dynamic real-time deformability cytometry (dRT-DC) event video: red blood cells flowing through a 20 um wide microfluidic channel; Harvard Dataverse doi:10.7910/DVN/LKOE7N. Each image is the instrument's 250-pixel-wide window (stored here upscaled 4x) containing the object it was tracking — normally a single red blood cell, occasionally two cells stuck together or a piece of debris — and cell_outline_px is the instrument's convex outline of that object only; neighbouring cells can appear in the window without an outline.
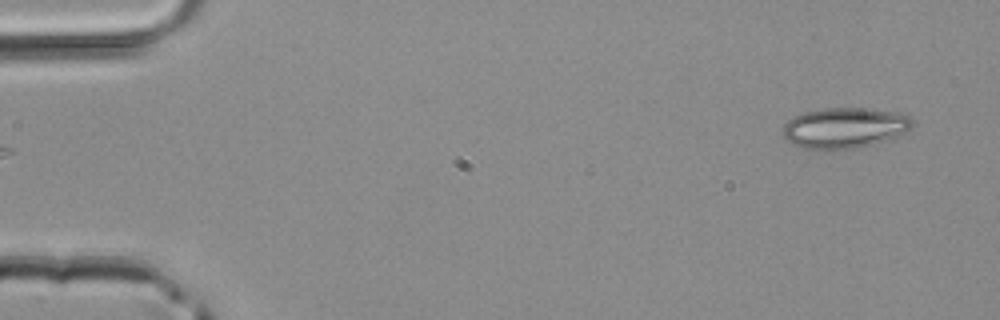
{"species": "common noctule bat (a hibernating species)", "species_latin": "Nyctalus noctula", "temperature_condition": "room temperature", "stored_images_in_passage": 2, "camera_frame_rate_fps": 3000, "um_per_image_px": 0.085, "animal": {"sex": "male", "body_mass_g": 20.4}, "frame": {"image": 1, "passage_image": 2, "time_ms": 0.333, "image_size_px": [1000, 320], "cell_outline_px": [[916, 124], [912, 128], [888, 140], [856, 148], [824, 152], [800, 148], [784, 140], [784, 124], [792, 116], [804, 112], [820, 108], [860, 108], [908, 112]], "centroid_in_image_um": [71.8, 10.88], "position_along_channel_um": 13.2, "area_um2": 31.79}}